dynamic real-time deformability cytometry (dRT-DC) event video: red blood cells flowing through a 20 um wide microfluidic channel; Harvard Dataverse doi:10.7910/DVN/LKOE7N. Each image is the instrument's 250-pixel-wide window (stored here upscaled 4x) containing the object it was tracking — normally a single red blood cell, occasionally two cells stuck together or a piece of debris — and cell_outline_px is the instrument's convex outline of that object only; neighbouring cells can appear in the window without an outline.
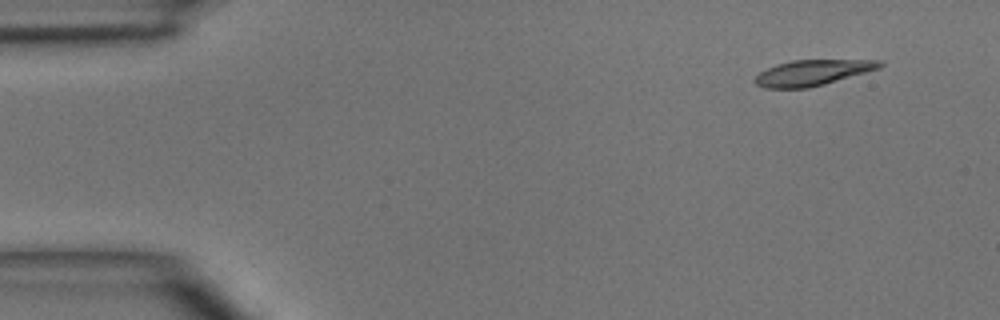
{"species": "common noctule bat (a hibernating species)", "species_latin": "Nyctalus noctula", "temperature_condition": "room temperature", "stored_images_in_passage": 7, "camera_frame_rate_fps": 3000, "um_per_image_px": 0.085, "animal": {"sex": "male", "body_mass_g": 15.6}, "frame": {"image": 1, "passage_image": 1, "time_ms": 0.0, "image_size_px": [1000, 320], "cell_outline_px": [[884, 64], [880, 68], [824, 84], [808, 88], [764, 88], [756, 84], [752, 80], [760, 72], [776, 64], [792, 60], [880, 60]], "centroid_in_image_um": [69.03, 6.18], "position_along_channel_um": 16.0, "area_um2": 18.55}}
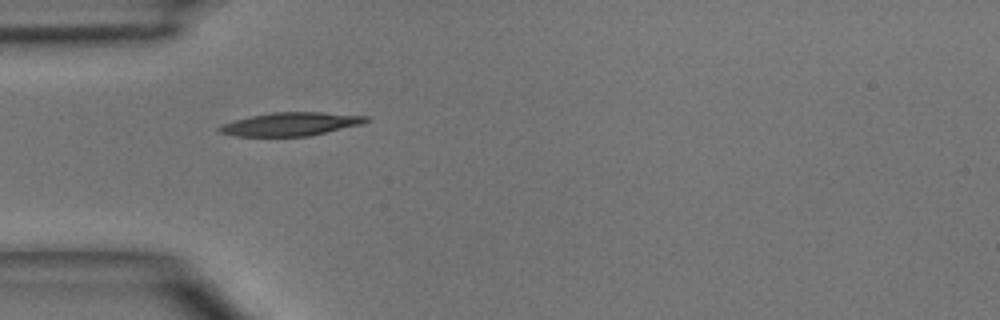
{"frame": {"image": 2, "passage_image": 4, "time_ms": 3.333, "image_size_px": [1000, 320], "cell_outline_px": [[372, 120], [360, 124], [308, 136], [236, 136], [220, 132], [216, 128], [224, 124], [236, 120], [252, 116], [272, 112], [320, 112], [368, 116]], "centroid_in_image_um": [24.73, 10.54], "position_along_channel_um": 60.3, "area_um2": 19.65}}
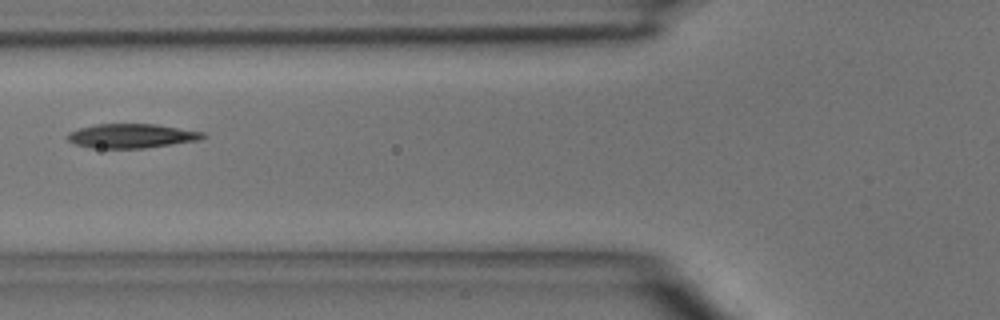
{"frame": {"image": 3, "passage_image": 5, "time_ms": 4.667, "image_size_px": [1000, 320], "cell_outline_px": [[208, 136], [200, 140], [144, 148], [92, 148], [76, 144], [68, 140], [68, 132], [80, 128], [96, 124], [156, 124], [204, 132]], "centroid_in_image_um": [11.22, 11.55], "position_along_channel_um": 114.6, "area_um2": 19.07}}